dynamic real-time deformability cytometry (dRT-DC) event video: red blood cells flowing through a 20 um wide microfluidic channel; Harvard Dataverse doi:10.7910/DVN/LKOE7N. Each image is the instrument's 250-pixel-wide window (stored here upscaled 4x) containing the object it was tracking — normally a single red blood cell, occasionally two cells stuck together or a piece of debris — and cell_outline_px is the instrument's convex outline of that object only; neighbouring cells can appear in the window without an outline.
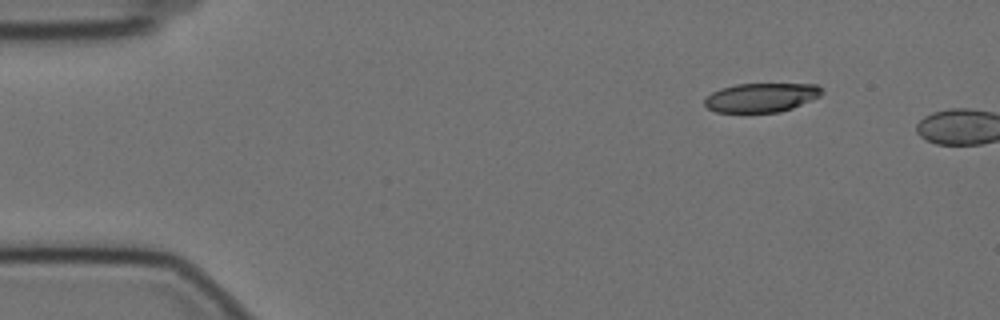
{"species": "Egyptian fruit bat (a non-hibernating species)", "species_latin": "Rousettus aegyptiacus", "temperature_condition": "cold", "stored_images_in_passage": 7, "camera_frame_rate_fps": 3000, "um_per_image_px": 0.085, "animal": {"sex": "female"}, "frame": {"image": 1, "passage_image": 1, "time_ms": 0.0, "image_size_px": [1000, 320], "cell_outline_px": [[824, 92], [820, 96], [792, 108], [780, 112], [716, 112], [708, 108], [704, 104], [704, 100], [712, 92], [720, 88], [736, 84], [816, 84]], "centroid_in_image_um": [64.69, 8.29], "position_along_channel_um": 20.3, "area_um2": 19.77}}